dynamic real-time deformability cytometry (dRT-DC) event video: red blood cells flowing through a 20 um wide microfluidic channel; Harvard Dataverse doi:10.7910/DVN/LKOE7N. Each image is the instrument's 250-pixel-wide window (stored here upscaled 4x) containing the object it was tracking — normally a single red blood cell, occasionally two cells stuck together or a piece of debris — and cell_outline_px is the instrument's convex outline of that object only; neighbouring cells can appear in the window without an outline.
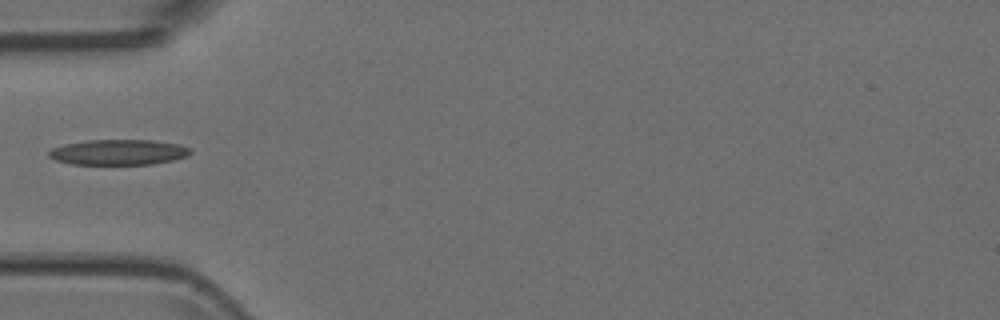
{"species": "Egyptian fruit bat (a non-hibernating species)", "species_latin": "Rousettus aegyptiacus", "temperature_condition": "room temperature", "stored_images_in_passage": 5, "camera_frame_rate_fps": 3000, "um_per_image_px": 0.085, "animal": {"sex": "female"}, "frame": {"image": 1, "passage_image": 5, "time_ms": 1.333, "image_size_px": [1000, 320], "cell_outline_px": [[192, 152], [188, 156], [172, 160], [152, 164], [72, 164], [56, 160], [48, 156], [48, 152], [52, 148], [64, 144], [88, 140], [152, 140], [180, 144], [192, 148]], "centroid_in_image_um": [10.1, 12.93], "position_along_channel_um": 74.9, "area_um2": 21.04}}